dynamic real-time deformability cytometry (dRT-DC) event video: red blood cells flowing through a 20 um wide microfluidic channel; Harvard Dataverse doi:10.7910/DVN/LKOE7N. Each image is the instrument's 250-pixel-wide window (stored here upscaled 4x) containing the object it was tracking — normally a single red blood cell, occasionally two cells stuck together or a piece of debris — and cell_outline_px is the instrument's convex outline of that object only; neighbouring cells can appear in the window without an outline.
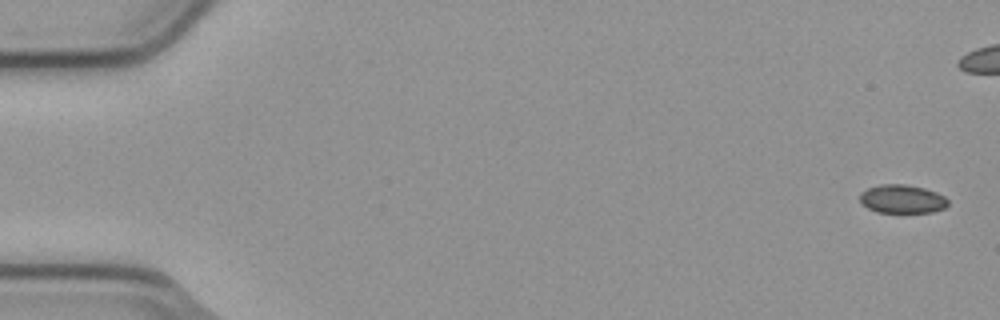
{"species": "common noctule bat (a hibernating species)", "species_latin": "Nyctalus noctula", "temperature_condition": "cold", "stored_images_in_passage": 6, "camera_frame_rate_fps": 3000, "um_per_image_px": 0.085, "animal": {"sex": "male", "body_mass_g": 23.1, "forearm_length_mm": 52.7}, "frame": {"image": 1, "passage_image": 1, "time_ms": 0.0, "image_size_px": [1000, 320], "cell_outline_px": [[948, 204], [944, 208], [932, 212], [876, 212], [868, 208], [860, 200], [860, 192], [868, 188], [880, 184], [904, 184], [924, 188], [936, 192], [944, 196], [948, 200]], "centroid_in_image_um": [76.68, 16.91], "position_along_channel_um": 8.3, "area_um2": 14.57}}
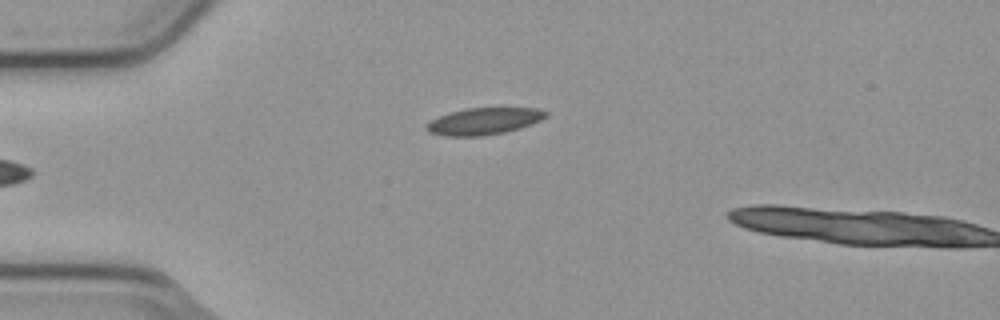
{"frame": {"image": 2, "passage_image": 6, "time_ms": 1.667, "image_size_px": [1000, 320], "cell_outline_px": [[548, 116], [532, 124], [520, 128], [504, 132], [484, 136], [444, 136], [428, 132], [424, 128], [424, 124], [448, 112], [464, 108], [536, 108], [548, 112]], "centroid_in_image_um": [41.1, 10.3], "position_along_channel_um": 43.9, "area_um2": 18.84}}